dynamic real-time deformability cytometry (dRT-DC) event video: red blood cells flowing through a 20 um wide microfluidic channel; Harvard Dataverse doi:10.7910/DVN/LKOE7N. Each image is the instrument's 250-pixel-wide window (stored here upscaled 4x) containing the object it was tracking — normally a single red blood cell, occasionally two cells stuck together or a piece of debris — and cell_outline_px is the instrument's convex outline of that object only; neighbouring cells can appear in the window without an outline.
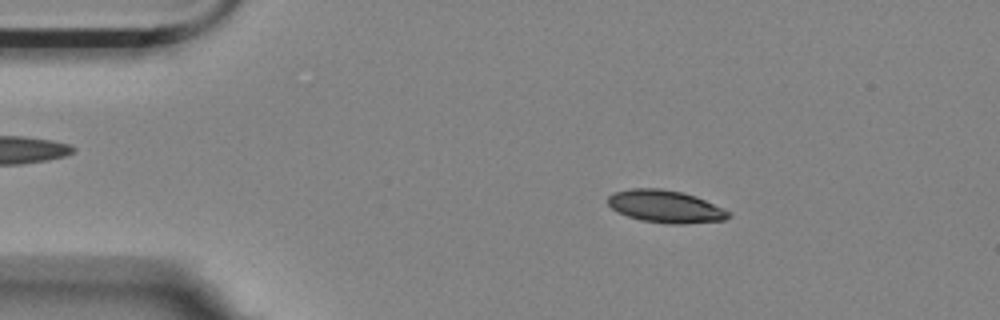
{"species": "Egyptian fruit bat (a non-hibernating species)", "species_latin": "Rousettus aegyptiacus", "temperature_condition": "room temperature", "stored_images_in_passage": 3, "camera_frame_rate_fps": 3000, "um_per_image_px": 0.085, "animal": {"sex": "female"}, "frame": {"image": 1, "passage_image": 2, "time_ms": 0.333, "image_size_px": [1000, 320], "cell_outline_px": [[732, 216], [724, 220], [684, 224], [668, 224], [640, 220], [628, 216], [612, 208], [608, 204], [608, 196], [616, 192], [632, 188], [660, 188], [680, 192], [696, 196], [732, 212]], "centroid_in_image_um": [56.6, 17.56], "position_along_channel_um": 28.4, "area_um2": 22.77}}